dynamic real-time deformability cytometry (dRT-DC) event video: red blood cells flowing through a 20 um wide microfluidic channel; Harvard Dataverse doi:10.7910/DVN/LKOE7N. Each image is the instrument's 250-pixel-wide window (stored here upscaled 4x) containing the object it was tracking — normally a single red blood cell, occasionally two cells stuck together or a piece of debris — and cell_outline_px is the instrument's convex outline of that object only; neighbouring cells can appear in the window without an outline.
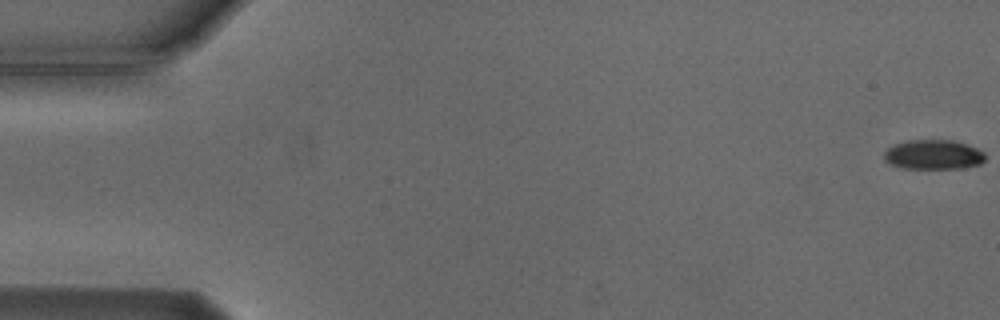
{"species": "Egyptian fruit bat (a non-hibernating species)", "species_latin": "Rousettus aegyptiacus", "temperature_condition": "cold", "stored_images_in_passage": 5, "camera_frame_rate_fps": 3000, "um_per_image_px": 0.085, "animal": {"sex": "male"}, "frame": {"image": 1, "passage_image": 1, "time_ms": 0.0, "image_size_px": [1000, 320], "cell_outline_px": [[984, 160], [980, 164], [960, 168], [900, 168], [884, 160], [884, 152], [888, 148], [896, 144], [908, 140], [952, 140], [968, 144], [984, 152]], "centroid_in_image_um": [79.33, 13.14], "position_along_channel_um": 5.7, "area_um2": 17.34}}
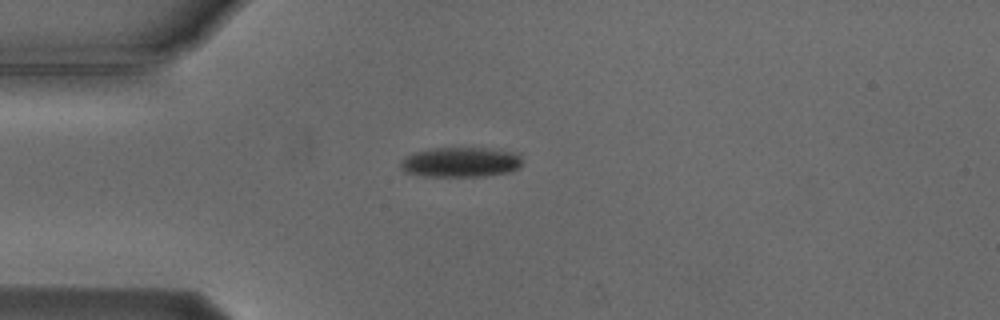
{"frame": {"image": 2, "passage_image": 5, "time_ms": 4.667, "image_size_px": [1000, 320], "cell_outline_px": [[520, 164], [516, 168], [508, 172], [484, 176], [428, 176], [408, 172], [400, 168], [400, 164], [404, 156], [412, 152], [428, 148], [488, 148], [520, 152]], "centroid_in_image_um": [39.14, 13.76], "position_along_channel_um": 45.9, "area_um2": 21.27}}